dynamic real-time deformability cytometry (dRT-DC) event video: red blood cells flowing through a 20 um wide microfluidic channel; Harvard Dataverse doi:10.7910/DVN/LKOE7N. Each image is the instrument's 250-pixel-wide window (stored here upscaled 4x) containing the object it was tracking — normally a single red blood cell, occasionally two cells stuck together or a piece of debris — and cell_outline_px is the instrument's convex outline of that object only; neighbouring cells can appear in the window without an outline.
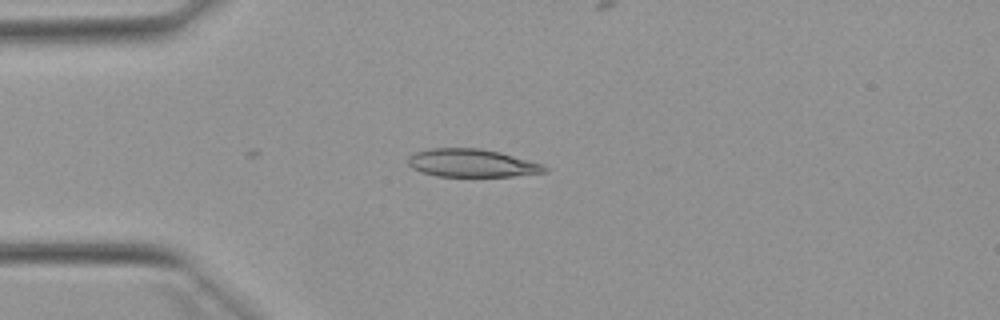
{"species": "Egyptian fruit bat (a non-hibernating species)", "species_latin": "Rousettus aegyptiacus", "temperature_condition": "warm", "stored_images_in_passage": 8, "camera_frame_rate_fps": 3000, "um_per_image_px": 0.085, "animal": {"sex": "female"}, "frame": {"image": 1, "passage_image": 1, "time_ms": 0.0, "image_size_px": [1000, 320], "cell_outline_px": [[548, 172], [512, 176], [436, 176], [412, 168], [408, 164], [408, 156], [416, 152], [432, 148], [480, 148], [500, 152], [544, 164], [548, 168]], "centroid_in_image_um": [40.14, 13.86], "position_along_channel_um": 44.9, "area_um2": 22.25}}
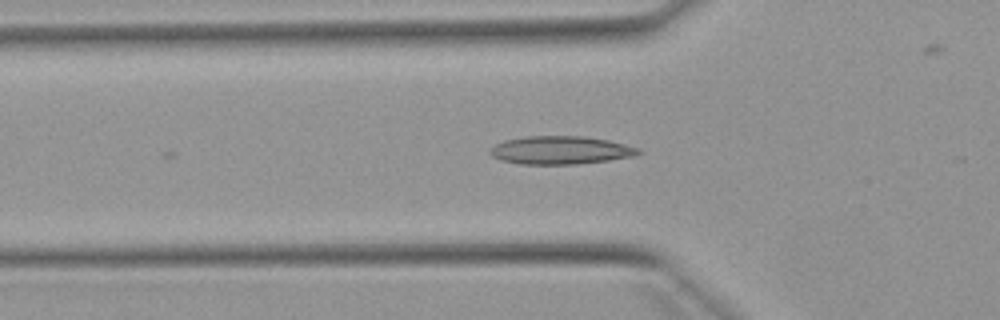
{"frame": {"image": 2, "passage_image": 5, "time_ms": 1.333, "image_size_px": [1000, 320], "cell_outline_px": [[644, 152], [636, 156], [608, 160], [576, 164], [520, 164], [500, 160], [492, 156], [488, 152], [496, 144], [504, 140], [528, 136], [584, 136], [608, 140], [640, 148]], "centroid_in_image_um": [47.67, 12.77], "position_along_channel_um": 78.1, "area_um2": 24.39}}
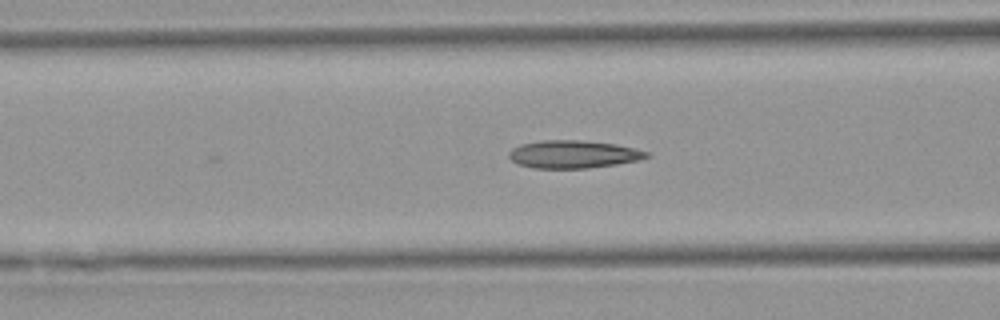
{"frame": {"image": 3, "passage_image": 8, "time_ms": 2.333, "image_size_px": [1000, 320], "cell_outline_px": [[652, 156], [640, 160], [616, 164], [588, 168], [532, 168], [516, 164], [508, 156], [508, 152], [512, 148], [520, 144], [544, 140], [580, 140], [616, 144], [648, 152]], "centroid_in_image_um": [48.71, 13.11], "position_along_channel_um": 117.9, "area_um2": 22.37}}